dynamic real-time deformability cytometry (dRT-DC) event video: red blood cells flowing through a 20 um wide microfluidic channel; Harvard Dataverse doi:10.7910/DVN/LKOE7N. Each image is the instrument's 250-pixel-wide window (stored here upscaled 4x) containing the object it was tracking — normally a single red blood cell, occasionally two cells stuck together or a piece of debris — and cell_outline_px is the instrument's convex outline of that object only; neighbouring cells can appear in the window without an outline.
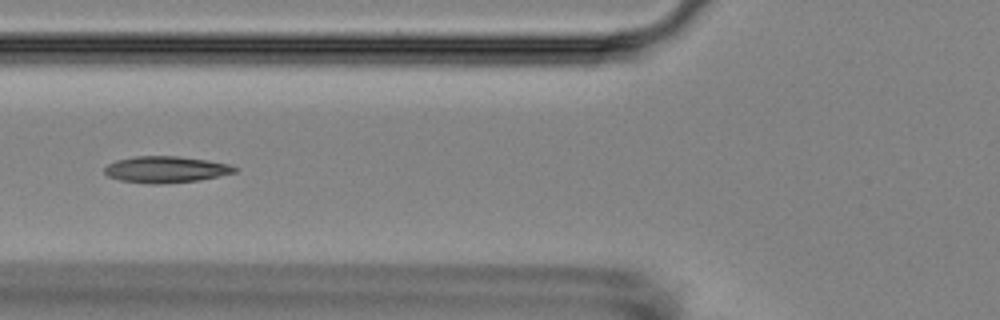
{"species": "Egyptian fruit bat (a non-hibernating species)", "species_latin": "Rousettus aegyptiacus", "temperature_condition": "room temperature", "stored_images_in_passage": 6, "camera_frame_rate_fps": 3000, "um_per_image_px": 0.085, "animal": {"sex": "female"}, "frame": {"image": 1, "passage_image": 6, "time_ms": 6.0, "image_size_px": [1000, 320], "cell_outline_px": [[240, 168], [236, 172], [200, 180], [160, 184], [152, 184], [120, 180], [108, 176], [104, 172], [104, 168], [108, 164], [116, 160], [136, 156], [176, 156], [204, 160], [228, 164]], "centroid_in_image_um": [14.09, 14.41], "position_along_channel_um": 111.7, "area_um2": 19.94}}